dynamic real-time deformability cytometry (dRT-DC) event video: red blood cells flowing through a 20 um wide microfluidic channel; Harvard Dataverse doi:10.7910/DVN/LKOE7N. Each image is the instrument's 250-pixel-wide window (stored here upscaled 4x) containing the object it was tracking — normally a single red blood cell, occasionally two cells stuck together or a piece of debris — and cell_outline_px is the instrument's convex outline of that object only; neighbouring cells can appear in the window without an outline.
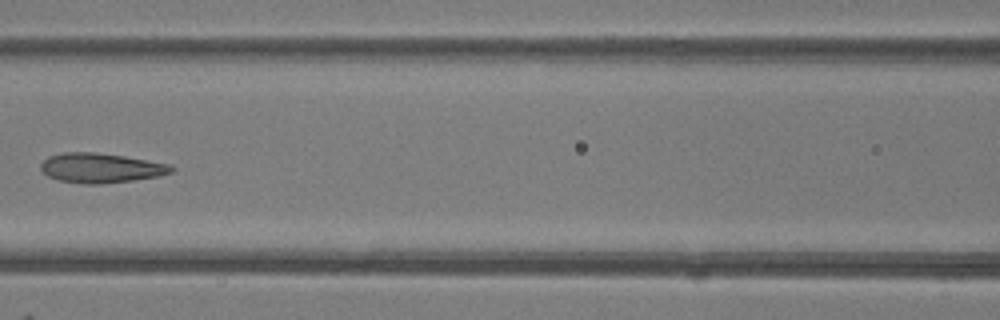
{"species": "common noctule bat (a hibernating species)", "species_latin": "Nyctalus noctula", "temperature_condition": "room temperature", "stored_images_in_passage": 6, "camera_frame_rate_fps": 3000, "um_per_image_px": 0.085, "animal": {"sex": "female"}, "frame": {"image": 1, "passage_image": 6, "time_ms": 5.667, "image_size_px": [1000, 320], "cell_outline_px": [[176, 168], [172, 172], [160, 176], [132, 180], [100, 184], [80, 184], [56, 180], [48, 176], [40, 168], [40, 164], [48, 156], [64, 152], [96, 152], [124, 156], [168, 164]], "centroid_in_image_um": [8.54, 14.28], "position_along_channel_um": 158.1, "area_um2": 22.66}}